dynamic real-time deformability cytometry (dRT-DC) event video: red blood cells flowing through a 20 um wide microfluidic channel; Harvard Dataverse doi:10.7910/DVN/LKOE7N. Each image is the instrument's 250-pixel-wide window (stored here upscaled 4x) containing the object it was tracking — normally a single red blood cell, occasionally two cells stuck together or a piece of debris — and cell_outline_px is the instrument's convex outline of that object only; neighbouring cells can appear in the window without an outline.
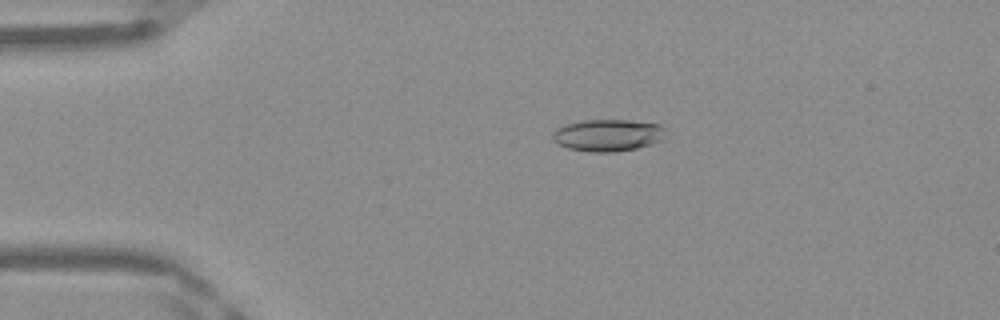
{"species": "Egyptian fruit bat (a non-hibernating species)", "species_latin": "Rousettus aegyptiacus", "temperature_condition": "warm", "stored_images_in_passage": 48, "camera_frame_rate_fps": 3000, "um_per_image_px": 0.085, "frame": {"image": 1, "passage_image": 10, "time_ms": 3.0, "image_size_px": [1000, 320], "cell_outline_px": [[664, 140], [652, 144], [636, 148], [616, 152], [588, 152], [568, 148], [560, 144], [552, 136], [556, 128], [564, 124], [584, 120], [628, 120], [660, 124], [664, 128]], "centroid_in_image_um": [51.7, 11.49], "position_along_channel_um": 33.3, "area_um2": 21.1}}
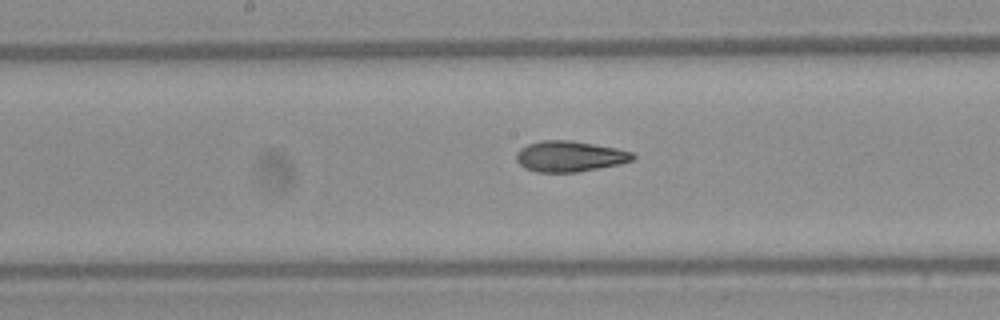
{"frame": {"image": 2, "passage_image": 25, "time_ms": 8.0, "image_size_px": [1000, 320], "cell_outline_px": [[636, 156], [632, 160], [620, 164], [576, 172], [536, 172], [524, 168], [516, 160], [516, 152], [520, 148], [528, 144], [544, 140], [572, 140], [616, 148], [632, 152]], "centroid_in_image_um": [48.4, 13.29], "position_along_channel_um": 199.8, "area_um2": 20.87}}
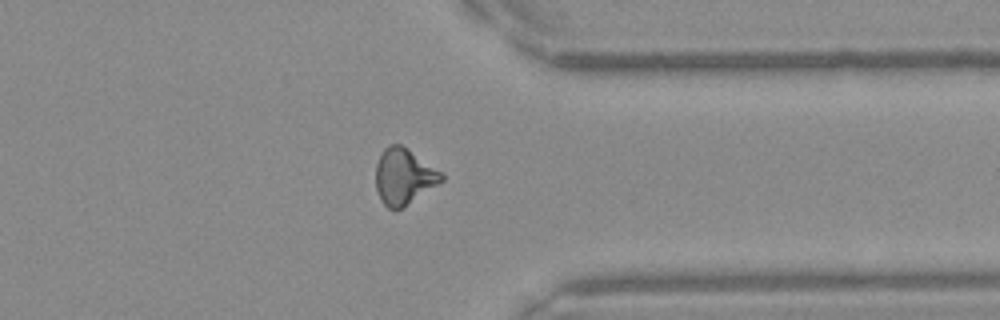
{"frame": {"image": 3, "passage_image": 38, "time_ms": 12.333, "image_size_px": [1000, 320], "cell_outline_px": [[444, 180], [404, 208], [388, 208], [380, 200], [376, 188], [376, 164], [384, 148], [388, 144], [400, 144], [444, 172]], "centroid_in_image_um": [34.35, 15.01], "position_along_channel_um": 377.1, "area_um2": 21.56}, "authors_computed_cell_mechanics": {"area_um2": 21.0392, "velocity_mm_per_s": 4.2094, "shape_relaxation_time_tau1_ms": 9.9374, "shape_relaxation_time_tau2_ms": 2.4363, "deformation_change_tau1": 0.2348, "deformation_change_tau2": 0.0956}}